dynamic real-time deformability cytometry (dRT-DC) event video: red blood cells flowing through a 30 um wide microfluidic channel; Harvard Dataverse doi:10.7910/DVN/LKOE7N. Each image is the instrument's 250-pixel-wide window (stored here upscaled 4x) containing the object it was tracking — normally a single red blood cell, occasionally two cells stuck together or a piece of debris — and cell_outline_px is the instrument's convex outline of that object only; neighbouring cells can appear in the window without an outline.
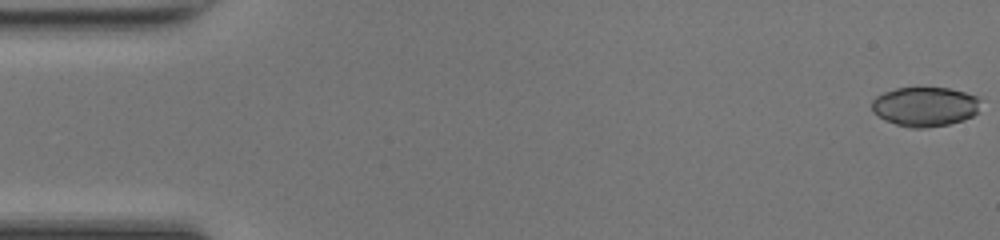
{"species": "common noctule bat (a hibernating species)", "species_latin": "Nyctalus noctula", "temperature_condition": "room temperature", "stored_images_in_passage": 49, "camera_frame_rate_fps": 3000, "um_per_image_px": 0.085, "animal": {"sex": "female", "body_mass_g": 17.0, "forearm_length_mm": 48.0}, "frame": {"image": 1, "passage_image": 1, "time_ms": 0.0, "image_size_px": [1000, 240], "cell_outline_px": [[976, 112], [972, 116], [964, 120], [948, 124], [924, 128], [912, 128], [896, 124], [884, 120], [872, 112], [872, 100], [876, 96], [884, 92], [896, 88], [948, 88], [964, 92], [976, 96]], "centroid_in_image_um": [78.55, 9.07], "position_along_channel_um": 6.5, "area_um2": 24.68}}
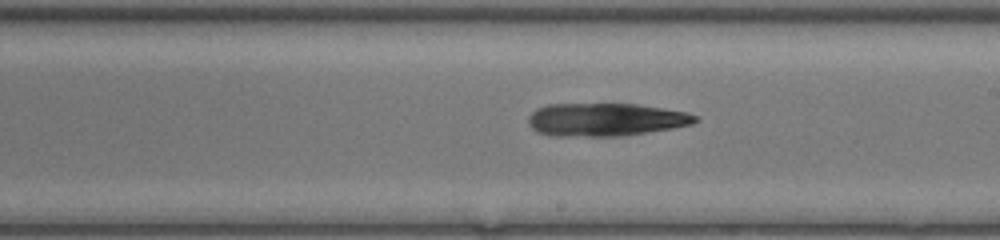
{"frame": {"image": 2, "passage_image": 28, "time_ms": 9.0, "image_size_px": [1000, 240], "cell_outline_px": [[700, 120], [692, 124], [672, 128], [616, 136], [556, 136], [536, 132], [528, 124], [528, 116], [536, 108], [548, 104], [636, 104], [684, 112], [696, 116]], "centroid_in_image_um": [51.4, 10.16], "position_along_channel_um": 237.6, "area_um2": 31.85}}
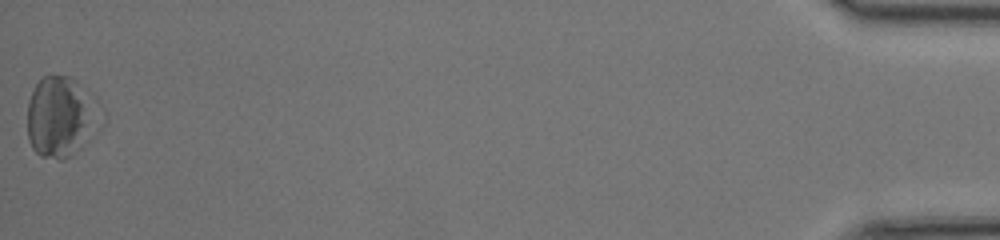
{"frame": {"image": 3, "passage_image": 49, "time_ms": 16.0, "image_size_px": [1000, 240], "cell_outline_px": [[88, 140], [72, 156], [64, 160], [60, 160], [40, 156], [32, 148], [28, 140], [28, 100], [36, 84], [44, 76], [68, 76], [76, 80]], "centroid_in_image_um": [4.77, 10.05], "position_along_channel_um": 430.4, "area_um2": 29.48}}